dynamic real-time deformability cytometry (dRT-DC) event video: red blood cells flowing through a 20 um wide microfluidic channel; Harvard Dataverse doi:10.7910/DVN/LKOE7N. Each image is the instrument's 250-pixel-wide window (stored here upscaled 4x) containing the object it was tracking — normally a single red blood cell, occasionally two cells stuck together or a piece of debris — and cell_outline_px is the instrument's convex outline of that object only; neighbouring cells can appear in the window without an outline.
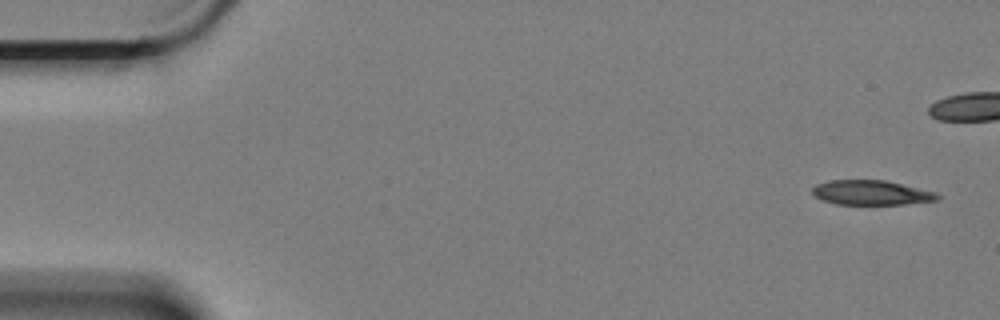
{"species": "Egyptian fruit bat (a non-hibernating species)", "species_latin": "Rousettus aegyptiacus", "temperature_condition": "cold", "stored_images_in_passage": 18, "camera_frame_rate_fps": 3000, "um_per_image_px": 0.085, "animal": {"sex": "female"}, "frame": {"image": 1, "passage_image": 1, "time_ms": 0.0, "image_size_px": [1000, 320], "cell_outline_px": [[940, 200], [904, 204], [836, 204], [812, 196], [812, 188], [816, 184], [828, 180], [884, 180], [936, 192], [940, 196]], "centroid_in_image_um": [74.04, 16.37], "position_along_channel_um": 11.0, "area_um2": 17.98}}
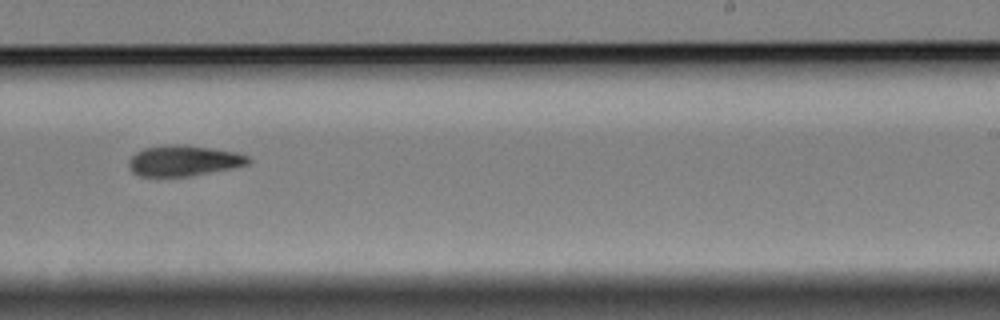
{"frame": {"image": 2, "passage_image": 12, "time_ms": 3.667, "image_size_px": [1000, 320], "cell_outline_px": [[252, 160], [248, 164], [232, 168], [188, 176], [140, 176], [132, 172], [128, 168], [128, 160], [136, 152], [144, 148], [168, 144], [184, 144], [236, 152], [248, 156]], "centroid_in_image_um": [15.58, 13.65], "position_along_channel_um": 273.4, "area_um2": 21.39}}
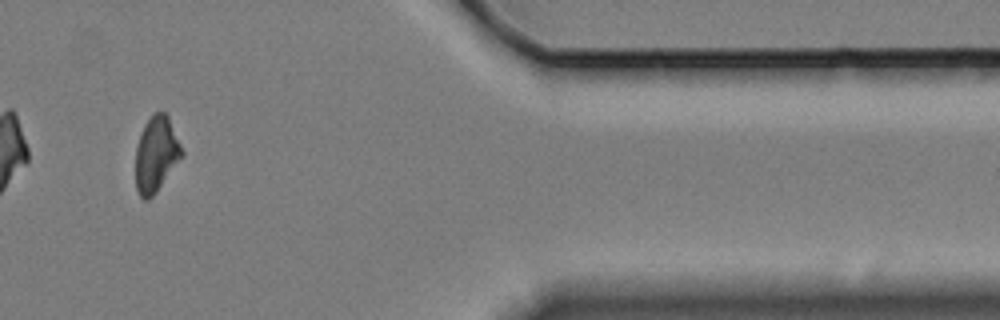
{"frame": {"image": 3, "passage_image": 16, "time_ms": 5.0, "image_size_px": [1000, 320], "cell_outline_px": [[184, 156], [156, 192], [148, 200], [144, 200], [140, 196], [136, 188], [136, 148], [144, 124], [152, 112], [164, 112], [168, 116], [184, 152]], "centroid_in_image_um": [13.29, 13.11], "position_along_channel_um": 398.1, "area_um2": 20.4}}